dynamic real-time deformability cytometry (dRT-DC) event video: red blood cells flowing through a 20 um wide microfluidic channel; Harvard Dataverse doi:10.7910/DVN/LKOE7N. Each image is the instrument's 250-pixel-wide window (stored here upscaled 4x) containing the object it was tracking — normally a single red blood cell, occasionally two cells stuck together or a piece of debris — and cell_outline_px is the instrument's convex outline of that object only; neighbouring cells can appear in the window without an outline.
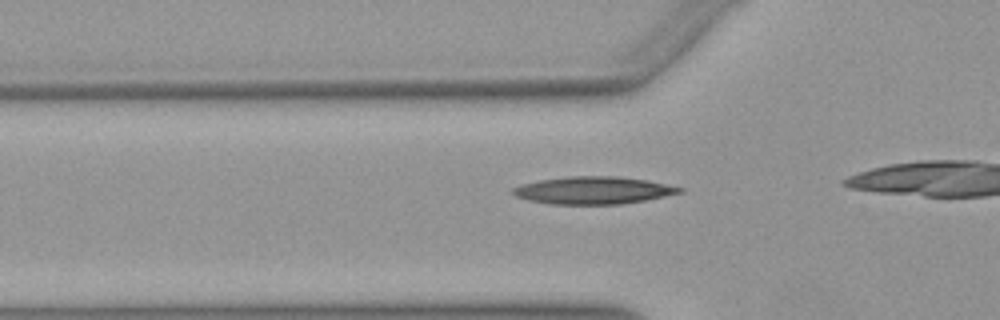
{"species": "Egyptian fruit bat (a non-hibernating species)", "species_latin": "Rousettus aegyptiacus", "temperature_condition": "warm", "stored_images_in_passage": 19, "camera_frame_rate_fps": 3000, "um_per_image_px": 0.085, "animal": {"sex": "female"}, "frame": {"image": 1, "passage_image": 10, "time_ms": 3.0, "image_size_px": [1000, 320], "cell_outline_px": [[684, 192], [644, 200], [620, 204], [548, 204], [528, 200], [516, 196], [508, 192], [512, 188], [520, 184], [540, 180], [568, 176], [616, 176], [648, 180], [684, 188]], "centroid_in_image_um": [50.39, 16.17], "position_along_channel_um": 75.4, "area_um2": 26.76}}
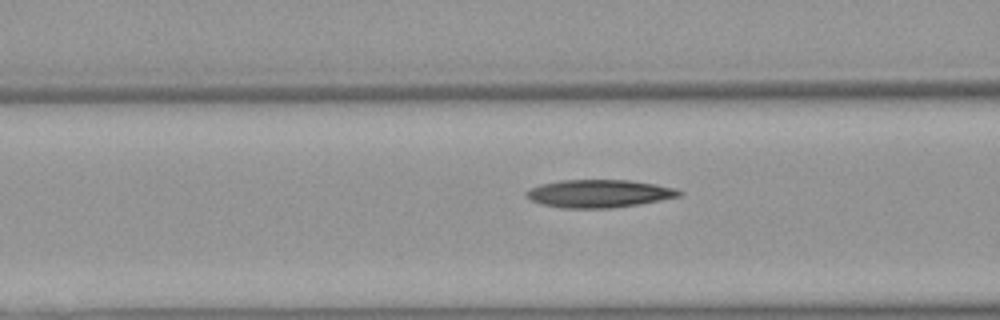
{"frame": {"image": 2, "passage_image": 13, "time_ms": 4.0, "image_size_px": [1000, 320], "cell_outline_px": [[684, 192], [680, 196], [640, 204], [612, 208], [564, 208], [540, 204], [524, 196], [524, 192], [528, 188], [540, 184], [560, 180], [628, 180], [656, 184], [676, 188]], "centroid_in_image_um": [50.89, 16.45], "position_along_channel_um": 115.7, "area_um2": 25.03}}
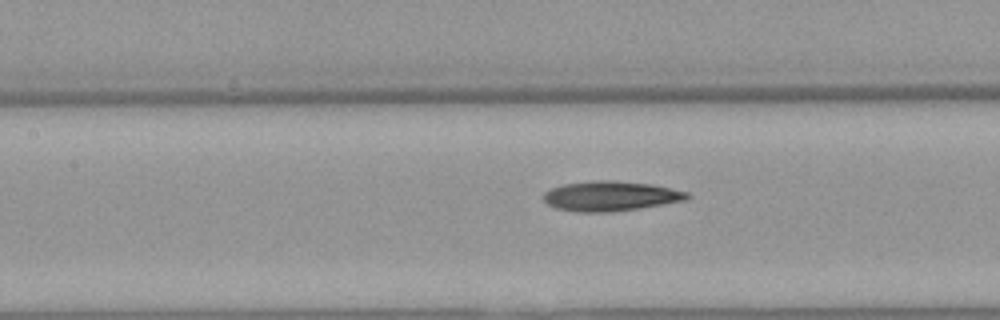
{"frame": {"image": 3, "passage_image": 16, "time_ms": 5.0, "image_size_px": [1000, 320], "cell_outline_px": [[692, 196], [688, 200], [640, 208], [612, 212], [576, 212], [556, 208], [548, 204], [544, 200], [544, 192], [552, 188], [564, 184], [592, 180], [616, 180], [652, 184], [688, 192]], "centroid_in_image_um": [51.93, 16.66], "position_along_channel_um": 155.5, "area_um2": 25.2}}